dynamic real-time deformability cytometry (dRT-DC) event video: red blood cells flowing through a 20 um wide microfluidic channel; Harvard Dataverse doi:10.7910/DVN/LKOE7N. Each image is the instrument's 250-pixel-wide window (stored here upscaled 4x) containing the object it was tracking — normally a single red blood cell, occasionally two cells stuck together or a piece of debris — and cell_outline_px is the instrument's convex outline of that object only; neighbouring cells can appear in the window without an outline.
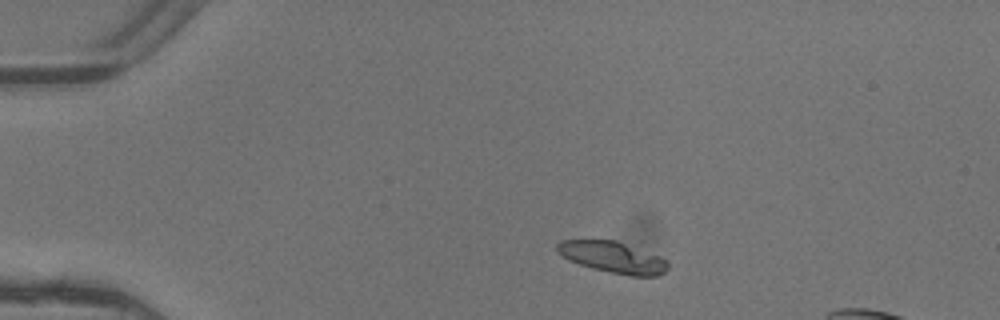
{"species": "common noctule bat (a hibernating species)", "species_latin": "Nyctalus noctula", "temperature_condition": "warm", "stored_images_in_passage": 4, "camera_frame_rate_fps": 3000, "um_per_image_px": 0.085, "animal": {"sex": "female"}, "frame": {"image": 1, "passage_image": 1, "time_ms": 0.0, "image_size_px": [1000, 320], "cell_outline_px": [[668, 268], [664, 272], [656, 276], [632, 276], [608, 272], [592, 268], [568, 260], [556, 252], [556, 244], [560, 240], [616, 240], [668, 260]], "centroid_in_image_um": [52.05, 21.87], "position_along_channel_um": 33.0, "area_um2": 20.17}}
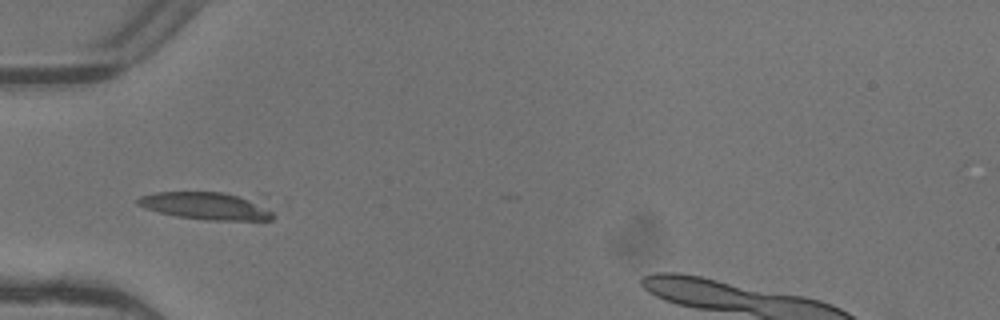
{"frame": {"image": 2, "passage_image": 3, "time_ms": 0.667, "image_size_px": [1000, 320], "cell_outline_px": [[276, 216], [272, 220], [208, 220], [176, 216], [144, 208], [136, 204], [136, 200], [140, 196], [156, 192], [268, 192]], "centroid_in_image_um": [17.96, 17.44], "position_along_channel_um": 67.0, "area_um2": 24.04}}